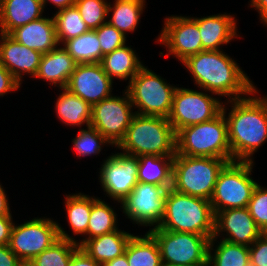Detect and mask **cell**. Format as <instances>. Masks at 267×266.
<instances>
[{
	"mask_svg": "<svg viewBox=\"0 0 267 266\" xmlns=\"http://www.w3.org/2000/svg\"><path fill=\"white\" fill-rule=\"evenodd\" d=\"M8 196L9 195H7V191L0 182V216H12Z\"/></svg>",
	"mask_w": 267,
	"mask_h": 266,
	"instance_id": "45",
	"label": "cell"
},
{
	"mask_svg": "<svg viewBox=\"0 0 267 266\" xmlns=\"http://www.w3.org/2000/svg\"><path fill=\"white\" fill-rule=\"evenodd\" d=\"M55 12L52 17L59 45L89 31L75 5Z\"/></svg>",
	"mask_w": 267,
	"mask_h": 266,
	"instance_id": "33",
	"label": "cell"
},
{
	"mask_svg": "<svg viewBox=\"0 0 267 266\" xmlns=\"http://www.w3.org/2000/svg\"><path fill=\"white\" fill-rule=\"evenodd\" d=\"M167 188L161 185L138 182L129 195L120 203L125 219L148 231L159 227L165 213Z\"/></svg>",
	"mask_w": 267,
	"mask_h": 266,
	"instance_id": "11",
	"label": "cell"
},
{
	"mask_svg": "<svg viewBox=\"0 0 267 266\" xmlns=\"http://www.w3.org/2000/svg\"><path fill=\"white\" fill-rule=\"evenodd\" d=\"M71 141L76 154L75 157L78 158H86L94 155L99 156L104 146L105 148L110 146L113 149V145L99 131L91 126L79 129L75 138Z\"/></svg>",
	"mask_w": 267,
	"mask_h": 266,
	"instance_id": "34",
	"label": "cell"
},
{
	"mask_svg": "<svg viewBox=\"0 0 267 266\" xmlns=\"http://www.w3.org/2000/svg\"><path fill=\"white\" fill-rule=\"evenodd\" d=\"M21 262L8 245H0V266H20Z\"/></svg>",
	"mask_w": 267,
	"mask_h": 266,
	"instance_id": "43",
	"label": "cell"
},
{
	"mask_svg": "<svg viewBox=\"0 0 267 266\" xmlns=\"http://www.w3.org/2000/svg\"><path fill=\"white\" fill-rule=\"evenodd\" d=\"M227 160L175 154L172 189L179 193L210 200L220 171Z\"/></svg>",
	"mask_w": 267,
	"mask_h": 266,
	"instance_id": "6",
	"label": "cell"
},
{
	"mask_svg": "<svg viewBox=\"0 0 267 266\" xmlns=\"http://www.w3.org/2000/svg\"><path fill=\"white\" fill-rule=\"evenodd\" d=\"M223 101L201 88H177L173 95L172 109L168 116L175 132L179 129L212 120L222 110Z\"/></svg>",
	"mask_w": 267,
	"mask_h": 266,
	"instance_id": "9",
	"label": "cell"
},
{
	"mask_svg": "<svg viewBox=\"0 0 267 266\" xmlns=\"http://www.w3.org/2000/svg\"><path fill=\"white\" fill-rule=\"evenodd\" d=\"M76 65L77 62L65 48L58 45L55 49L42 55L34 80L46 81L50 87L66 88Z\"/></svg>",
	"mask_w": 267,
	"mask_h": 266,
	"instance_id": "22",
	"label": "cell"
},
{
	"mask_svg": "<svg viewBox=\"0 0 267 266\" xmlns=\"http://www.w3.org/2000/svg\"><path fill=\"white\" fill-rule=\"evenodd\" d=\"M55 102L56 118L67 126L89 127L92 119V106L66 88H60ZM74 126V127H73Z\"/></svg>",
	"mask_w": 267,
	"mask_h": 266,
	"instance_id": "25",
	"label": "cell"
},
{
	"mask_svg": "<svg viewBox=\"0 0 267 266\" xmlns=\"http://www.w3.org/2000/svg\"><path fill=\"white\" fill-rule=\"evenodd\" d=\"M250 266H267V232L249 246Z\"/></svg>",
	"mask_w": 267,
	"mask_h": 266,
	"instance_id": "39",
	"label": "cell"
},
{
	"mask_svg": "<svg viewBox=\"0 0 267 266\" xmlns=\"http://www.w3.org/2000/svg\"><path fill=\"white\" fill-rule=\"evenodd\" d=\"M131 156H175L176 132L168 118L135 114L115 149Z\"/></svg>",
	"mask_w": 267,
	"mask_h": 266,
	"instance_id": "3",
	"label": "cell"
},
{
	"mask_svg": "<svg viewBox=\"0 0 267 266\" xmlns=\"http://www.w3.org/2000/svg\"><path fill=\"white\" fill-rule=\"evenodd\" d=\"M236 15L217 13L209 16L193 17L197 21L203 50H223V46L231 44L240 36Z\"/></svg>",
	"mask_w": 267,
	"mask_h": 266,
	"instance_id": "19",
	"label": "cell"
},
{
	"mask_svg": "<svg viewBox=\"0 0 267 266\" xmlns=\"http://www.w3.org/2000/svg\"><path fill=\"white\" fill-rule=\"evenodd\" d=\"M214 220L210 200L169 188L166 192L165 213L158 228L195 233L211 239L214 235Z\"/></svg>",
	"mask_w": 267,
	"mask_h": 266,
	"instance_id": "4",
	"label": "cell"
},
{
	"mask_svg": "<svg viewBox=\"0 0 267 266\" xmlns=\"http://www.w3.org/2000/svg\"><path fill=\"white\" fill-rule=\"evenodd\" d=\"M77 64L100 63L102 50L95 30H89L61 44Z\"/></svg>",
	"mask_w": 267,
	"mask_h": 266,
	"instance_id": "32",
	"label": "cell"
},
{
	"mask_svg": "<svg viewBox=\"0 0 267 266\" xmlns=\"http://www.w3.org/2000/svg\"><path fill=\"white\" fill-rule=\"evenodd\" d=\"M9 35L20 44L42 54L59 45L53 17L46 15L14 29Z\"/></svg>",
	"mask_w": 267,
	"mask_h": 266,
	"instance_id": "21",
	"label": "cell"
},
{
	"mask_svg": "<svg viewBox=\"0 0 267 266\" xmlns=\"http://www.w3.org/2000/svg\"><path fill=\"white\" fill-rule=\"evenodd\" d=\"M176 153L189 157H212L231 162L227 121L221 111L212 120L176 132Z\"/></svg>",
	"mask_w": 267,
	"mask_h": 266,
	"instance_id": "5",
	"label": "cell"
},
{
	"mask_svg": "<svg viewBox=\"0 0 267 266\" xmlns=\"http://www.w3.org/2000/svg\"><path fill=\"white\" fill-rule=\"evenodd\" d=\"M20 266H34L31 262H21Z\"/></svg>",
	"mask_w": 267,
	"mask_h": 266,
	"instance_id": "49",
	"label": "cell"
},
{
	"mask_svg": "<svg viewBox=\"0 0 267 266\" xmlns=\"http://www.w3.org/2000/svg\"><path fill=\"white\" fill-rule=\"evenodd\" d=\"M124 254L129 266H163L158 243L148 231L144 235L134 234Z\"/></svg>",
	"mask_w": 267,
	"mask_h": 266,
	"instance_id": "29",
	"label": "cell"
},
{
	"mask_svg": "<svg viewBox=\"0 0 267 266\" xmlns=\"http://www.w3.org/2000/svg\"><path fill=\"white\" fill-rule=\"evenodd\" d=\"M78 248L77 243L59 238L30 262L34 266H69L72 254Z\"/></svg>",
	"mask_w": 267,
	"mask_h": 266,
	"instance_id": "35",
	"label": "cell"
},
{
	"mask_svg": "<svg viewBox=\"0 0 267 266\" xmlns=\"http://www.w3.org/2000/svg\"><path fill=\"white\" fill-rule=\"evenodd\" d=\"M41 1L45 11L48 4L53 5L55 10L57 9V11L65 9L67 7H71L75 4V0H41Z\"/></svg>",
	"mask_w": 267,
	"mask_h": 266,
	"instance_id": "46",
	"label": "cell"
},
{
	"mask_svg": "<svg viewBox=\"0 0 267 266\" xmlns=\"http://www.w3.org/2000/svg\"><path fill=\"white\" fill-rule=\"evenodd\" d=\"M174 156H138V182L172 188Z\"/></svg>",
	"mask_w": 267,
	"mask_h": 266,
	"instance_id": "28",
	"label": "cell"
},
{
	"mask_svg": "<svg viewBox=\"0 0 267 266\" xmlns=\"http://www.w3.org/2000/svg\"><path fill=\"white\" fill-rule=\"evenodd\" d=\"M248 2V7L258 12L260 23L267 27V0H249Z\"/></svg>",
	"mask_w": 267,
	"mask_h": 266,
	"instance_id": "44",
	"label": "cell"
},
{
	"mask_svg": "<svg viewBox=\"0 0 267 266\" xmlns=\"http://www.w3.org/2000/svg\"><path fill=\"white\" fill-rule=\"evenodd\" d=\"M108 4L107 22L113 25L125 36L132 34L139 28L146 0H114ZM146 6V7H145Z\"/></svg>",
	"mask_w": 267,
	"mask_h": 266,
	"instance_id": "27",
	"label": "cell"
},
{
	"mask_svg": "<svg viewBox=\"0 0 267 266\" xmlns=\"http://www.w3.org/2000/svg\"><path fill=\"white\" fill-rule=\"evenodd\" d=\"M248 207L218 211L214 220V238L251 246L262 234Z\"/></svg>",
	"mask_w": 267,
	"mask_h": 266,
	"instance_id": "17",
	"label": "cell"
},
{
	"mask_svg": "<svg viewBox=\"0 0 267 266\" xmlns=\"http://www.w3.org/2000/svg\"><path fill=\"white\" fill-rule=\"evenodd\" d=\"M42 55L39 51L20 44L9 34L0 33V63L21 85L24 76L34 78Z\"/></svg>",
	"mask_w": 267,
	"mask_h": 266,
	"instance_id": "18",
	"label": "cell"
},
{
	"mask_svg": "<svg viewBox=\"0 0 267 266\" xmlns=\"http://www.w3.org/2000/svg\"><path fill=\"white\" fill-rule=\"evenodd\" d=\"M169 266H209V263H198V264H188V265H169Z\"/></svg>",
	"mask_w": 267,
	"mask_h": 266,
	"instance_id": "48",
	"label": "cell"
},
{
	"mask_svg": "<svg viewBox=\"0 0 267 266\" xmlns=\"http://www.w3.org/2000/svg\"><path fill=\"white\" fill-rule=\"evenodd\" d=\"M250 215L263 233L267 232V187L257 184L248 204Z\"/></svg>",
	"mask_w": 267,
	"mask_h": 266,
	"instance_id": "37",
	"label": "cell"
},
{
	"mask_svg": "<svg viewBox=\"0 0 267 266\" xmlns=\"http://www.w3.org/2000/svg\"><path fill=\"white\" fill-rule=\"evenodd\" d=\"M160 33L155 38V43L166 48L160 52V56L177 59L182 63L188 57L203 50L197 21L193 16L170 15L163 21Z\"/></svg>",
	"mask_w": 267,
	"mask_h": 266,
	"instance_id": "12",
	"label": "cell"
},
{
	"mask_svg": "<svg viewBox=\"0 0 267 266\" xmlns=\"http://www.w3.org/2000/svg\"><path fill=\"white\" fill-rule=\"evenodd\" d=\"M131 47L132 45L125 44L102 57L100 64L113 81L117 79L119 82H127L128 80L129 83L145 65L136 50Z\"/></svg>",
	"mask_w": 267,
	"mask_h": 266,
	"instance_id": "24",
	"label": "cell"
},
{
	"mask_svg": "<svg viewBox=\"0 0 267 266\" xmlns=\"http://www.w3.org/2000/svg\"><path fill=\"white\" fill-rule=\"evenodd\" d=\"M64 209L66 211L67 223L71 234L65 231L62 225L58 222V235L61 239L75 242L79 247L86 241V232L92 208V195L84 192L64 194ZM69 233V234H68ZM74 235V236H73ZM75 236H80L77 240Z\"/></svg>",
	"mask_w": 267,
	"mask_h": 266,
	"instance_id": "20",
	"label": "cell"
},
{
	"mask_svg": "<svg viewBox=\"0 0 267 266\" xmlns=\"http://www.w3.org/2000/svg\"><path fill=\"white\" fill-rule=\"evenodd\" d=\"M125 90L127 91L135 114L168 118L172 109L176 85L143 66ZM137 110V111H136Z\"/></svg>",
	"mask_w": 267,
	"mask_h": 266,
	"instance_id": "7",
	"label": "cell"
},
{
	"mask_svg": "<svg viewBox=\"0 0 267 266\" xmlns=\"http://www.w3.org/2000/svg\"><path fill=\"white\" fill-rule=\"evenodd\" d=\"M58 239V221L37 216L14 223L8 246L22 262H30Z\"/></svg>",
	"mask_w": 267,
	"mask_h": 266,
	"instance_id": "13",
	"label": "cell"
},
{
	"mask_svg": "<svg viewBox=\"0 0 267 266\" xmlns=\"http://www.w3.org/2000/svg\"><path fill=\"white\" fill-rule=\"evenodd\" d=\"M258 93L256 87L245 98L223 102L231 161L254 162L253 156L267 142V94Z\"/></svg>",
	"mask_w": 267,
	"mask_h": 266,
	"instance_id": "1",
	"label": "cell"
},
{
	"mask_svg": "<svg viewBox=\"0 0 267 266\" xmlns=\"http://www.w3.org/2000/svg\"><path fill=\"white\" fill-rule=\"evenodd\" d=\"M41 0H0V33L14 29L44 16Z\"/></svg>",
	"mask_w": 267,
	"mask_h": 266,
	"instance_id": "23",
	"label": "cell"
},
{
	"mask_svg": "<svg viewBox=\"0 0 267 266\" xmlns=\"http://www.w3.org/2000/svg\"><path fill=\"white\" fill-rule=\"evenodd\" d=\"M21 84L13 77V75L0 63V97L10 93H16L21 88Z\"/></svg>",
	"mask_w": 267,
	"mask_h": 266,
	"instance_id": "40",
	"label": "cell"
},
{
	"mask_svg": "<svg viewBox=\"0 0 267 266\" xmlns=\"http://www.w3.org/2000/svg\"><path fill=\"white\" fill-rule=\"evenodd\" d=\"M148 232L158 243L163 266L208 263V237L158 227Z\"/></svg>",
	"mask_w": 267,
	"mask_h": 266,
	"instance_id": "10",
	"label": "cell"
},
{
	"mask_svg": "<svg viewBox=\"0 0 267 266\" xmlns=\"http://www.w3.org/2000/svg\"><path fill=\"white\" fill-rule=\"evenodd\" d=\"M101 266H129V264L126 255L123 254L122 256L103 263Z\"/></svg>",
	"mask_w": 267,
	"mask_h": 266,
	"instance_id": "47",
	"label": "cell"
},
{
	"mask_svg": "<svg viewBox=\"0 0 267 266\" xmlns=\"http://www.w3.org/2000/svg\"><path fill=\"white\" fill-rule=\"evenodd\" d=\"M134 233L124 229L86 240L80 247L100 265L125 253L126 246Z\"/></svg>",
	"mask_w": 267,
	"mask_h": 266,
	"instance_id": "26",
	"label": "cell"
},
{
	"mask_svg": "<svg viewBox=\"0 0 267 266\" xmlns=\"http://www.w3.org/2000/svg\"><path fill=\"white\" fill-rule=\"evenodd\" d=\"M15 221L13 216H0V245H8Z\"/></svg>",
	"mask_w": 267,
	"mask_h": 266,
	"instance_id": "42",
	"label": "cell"
},
{
	"mask_svg": "<svg viewBox=\"0 0 267 266\" xmlns=\"http://www.w3.org/2000/svg\"><path fill=\"white\" fill-rule=\"evenodd\" d=\"M98 39L100 41V47L102 50V57L110 53L117 48L124 46L128 40L122 32L118 31L109 22L103 23L99 28L95 30Z\"/></svg>",
	"mask_w": 267,
	"mask_h": 266,
	"instance_id": "38",
	"label": "cell"
},
{
	"mask_svg": "<svg viewBox=\"0 0 267 266\" xmlns=\"http://www.w3.org/2000/svg\"><path fill=\"white\" fill-rule=\"evenodd\" d=\"M100 163L98 182L104 197L121 203L138 183V157L114 151Z\"/></svg>",
	"mask_w": 267,
	"mask_h": 266,
	"instance_id": "15",
	"label": "cell"
},
{
	"mask_svg": "<svg viewBox=\"0 0 267 266\" xmlns=\"http://www.w3.org/2000/svg\"><path fill=\"white\" fill-rule=\"evenodd\" d=\"M108 4L107 0H75L74 5L89 30H96L107 22Z\"/></svg>",
	"mask_w": 267,
	"mask_h": 266,
	"instance_id": "36",
	"label": "cell"
},
{
	"mask_svg": "<svg viewBox=\"0 0 267 266\" xmlns=\"http://www.w3.org/2000/svg\"><path fill=\"white\" fill-rule=\"evenodd\" d=\"M207 260L209 266H250L249 247L212 237Z\"/></svg>",
	"mask_w": 267,
	"mask_h": 266,
	"instance_id": "30",
	"label": "cell"
},
{
	"mask_svg": "<svg viewBox=\"0 0 267 266\" xmlns=\"http://www.w3.org/2000/svg\"><path fill=\"white\" fill-rule=\"evenodd\" d=\"M115 207L107 203L105 199L92 196V208L86 232V240L103 234H108L119 229L120 223Z\"/></svg>",
	"mask_w": 267,
	"mask_h": 266,
	"instance_id": "31",
	"label": "cell"
},
{
	"mask_svg": "<svg viewBox=\"0 0 267 266\" xmlns=\"http://www.w3.org/2000/svg\"><path fill=\"white\" fill-rule=\"evenodd\" d=\"M114 83L100 63L77 64L66 89L93 106L113 95Z\"/></svg>",
	"mask_w": 267,
	"mask_h": 266,
	"instance_id": "16",
	"label": "cell"
},
{
	"mask_svg": "<svg viewBox=\"0 0 267 266\" xmlns=\"http://www.w3.org/2000/svg\"><path fill=\"white\" fill-rule=\"evenodd\" d=\"M134 115L130 97L126 90H122V95L113 94L92 106L90 126L99 131L115 149L124 139Z\"/></svg>",
	"mask_w": 267,
	"mask_h": 266,
	"instance_id": "14",
	"label": "cell"
},
{
	"mask_svg": "<svg viewBox=\"0 0 267 266\" xmlns=\"http://www.w3.org/2000/svg\"><path fill=\"white\" fill-rule=\"evenodd\" d=\"M69 266H101L93 258H91L81 247L73 254Z\"/></svg>",
	"mask_w": 267,
	"mask_h": 266,
	"instance_id": "41",
	"label": "cell"
},
{
	"mask_svg": "<svg viewBox=\"0 0 267 266\" xmlns=\"http://www.w3.org/2000/svg\"><path fill=\"white\" fill-rule=\"evenodd\" d=\"M236 61L224 50H204L181 64L191 75L196 89L229 101L245 98L257 87Z\"/></svg>",
	"mask_w": 267,
	"mask_h": 266,
	"instance_id": "2",
	"label": "cell"
},
{
	"mask_svg": "<svg viewBox=\"0 0 267 266\" xmlns=\"http://www.w3.org/2000/svg\"><path fill=\"white\" fill-rule=\"evenodd\" d=\"M254 165L252 161H231L223 167L210 199L214 215L225 209L248 207L259 183L252 177Z\"/></svg>",
	"mask_w": 267,
	"mask_h": 266,
	"instance_id": "8",
	"label": "cell"
}]
</instances>
